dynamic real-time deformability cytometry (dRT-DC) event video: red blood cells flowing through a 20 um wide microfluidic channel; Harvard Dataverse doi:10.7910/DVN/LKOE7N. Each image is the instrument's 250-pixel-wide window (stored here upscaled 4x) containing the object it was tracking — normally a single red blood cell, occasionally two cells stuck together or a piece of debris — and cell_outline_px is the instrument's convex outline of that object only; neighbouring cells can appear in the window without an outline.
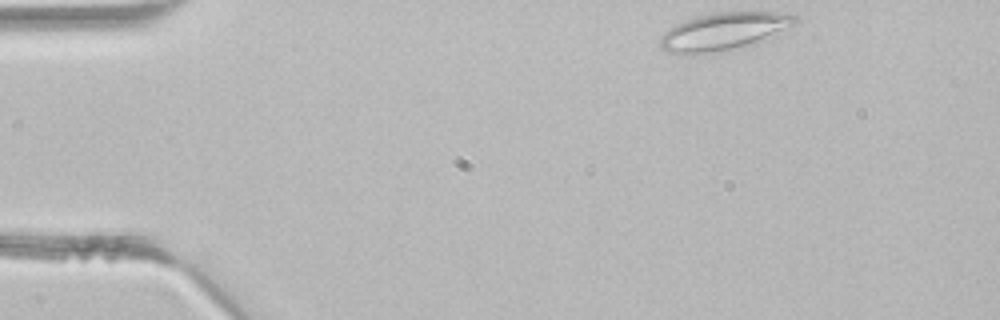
{"species": "common noctule bat (a hibernating species)", "species_latin": "Nyctalus noctula", "temperature_condition": "room temperature", "stored_images_in_passage": 38, "segment_of_instrument_passage": [1, 2], "camera_frame_rate_fps": 3000, "um_per_image_px": 0.085, "animal": {"sex": "male", "body_mass_g": 21.5, "forearm_length_mm": 52.0}, "frame": {"image": 1, "passage_image": 1, "time_ms": 0.0, "image_size_px": [1000, 320], "cell_outline_px": [[800, 16], [796, 24], [776, 36], [764, 40], [712, 52], [664, 52], [660, 48], [660, 36], [668, 28], [676, 24], [696, 16], [716, 12], [772, 12]], "centroid_in_image_um": [61.56, 2.63], "position_along_channel_um": 23.4, "area_um2": 29.02}}
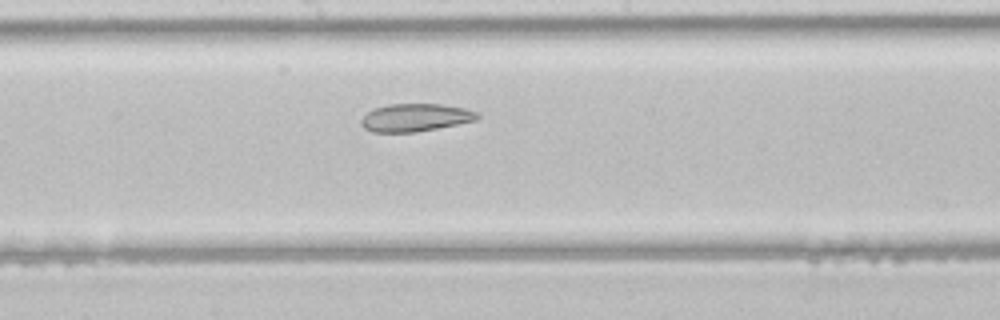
{"frame": {"image": 2, "passage_image": 18, "time_ms": 5.667, "image_size_px": [1000, 320], "cell_outline_px": [[480, 116], [476, 120], [416, 132], [372, 132], [364, 128], [360, 124], [360, 120], [372, 108], [388, 104], [440, 104], [464, 108], [480, 112]], "centroid_in_image_um": [35.28, 9.98], "position_along_channel_um": 212.9, "area_um2": 18.84}}
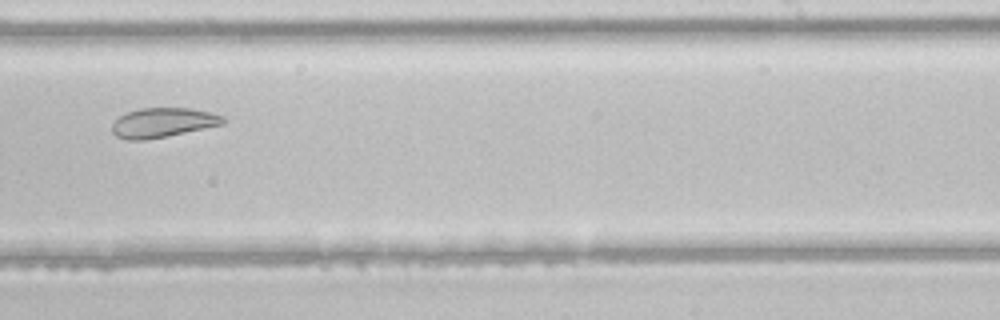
{"frame": {"image": 3, "passage_image": 22, "time_ms": 7.0, "image_size_px": [1000, 320], "cell_outline_px": [[224, 124], [168, 136], [144, 140], [128, 140], [116, 136], [112, 132], [112, 124], [120, 116], [128, 112], [140, 108], [192, 108], [212, 112], [224, 116]], "centroid_in_image_um": [13.86, 10.42], "position_along_channel_um": 275.1, "area_um2": 19.13}}